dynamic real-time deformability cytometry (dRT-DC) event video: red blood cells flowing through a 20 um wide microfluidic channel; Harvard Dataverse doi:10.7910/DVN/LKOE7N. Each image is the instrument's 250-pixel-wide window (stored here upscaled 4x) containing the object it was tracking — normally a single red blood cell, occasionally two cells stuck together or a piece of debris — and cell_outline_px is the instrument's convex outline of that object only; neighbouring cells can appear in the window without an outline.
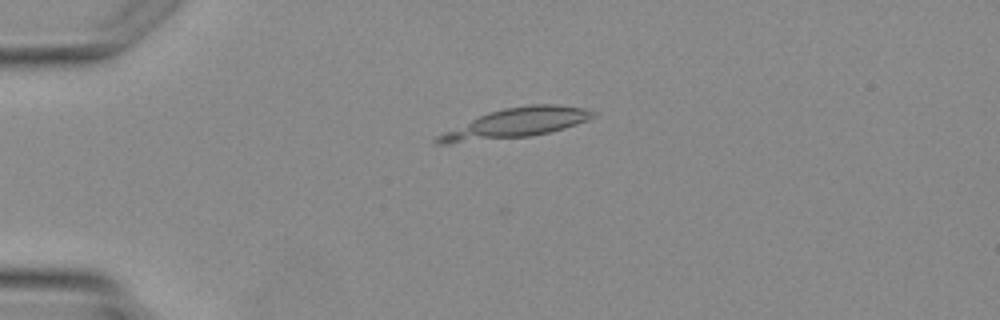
{"species": "Egyptian fruit bat (a non-hibernating species)", "species_latin": "Rousettus aegyptiacus", "temperature_condition": "warm", "stored_images_in_passage": 4, "camera_frame_rate_fps": 3000, "um_per_image_px": 0.085, "animal": {"sex": "female"}, "frame": {"image": 1, "passage_image": 3, "time_ms": 2.333, "image_size_px": [1000, 320], "cell_outline_px": [[596, 116], [588, 120], [564, 128], [548, 132], [528, 136], [448, 144], [436, 144], [432, 140], [436, 136], [444, 132], [488, 112], [504, 108], [528, 104], [556, 104], [584, 108], [596, 112]], "centroid_in_image_um": [43.85, 10.46], "position_along_channel_um": 41.2, "area_um2": 26.59}}